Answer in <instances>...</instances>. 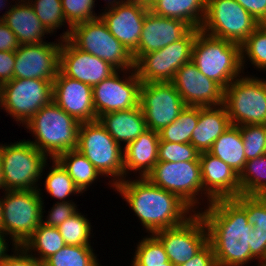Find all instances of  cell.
Instances as JSON below:
<instances>
[{"mask_svg": "<svg viewBox=\"0 0 266 266\" xmlns=\"http://www.w3.org/2000/svg\"><path fill=\"white\" fill-rule=\"evenodd\" d=\"M159 134L147 129L124 147V179L133 173L145 178L158 162ZM130 174V175H128Z\"/></svg>", "mask_w": 266, "mask_h": 266, "instance_id": "25", "label": "cell"}, {"mask_svg": "<svg viewBox=\"0 0 266 266\" xmlns=\"http://www.w3.org/2000/svg\"><path fill=\"white\" fill-rule=\"evenodd\" d=\"M234 199L246 210L249 224L258 234L266 235V199L263 196L242 194Z\"/></svg>", "mask_w": 266, "mask_h": 266, "instance_id": "42", "label": "cell"}, {"mask_svg": "<svg viewBox=\"0 0 266 266\" xmlns=\"http://www.w3.org/2000/svg\"><path fill=\"white\" fill-rule=\"evenodd\" d=\"M146 178L152 184L176 194L195 213L202 209L199 208L201 200L204 203L206 199L207 206L212 202L203 192L200 161H158Z\"/></svg>", "mask_w": 266, "mask_h": 266, "instance_id": "9", "label": "cell"}, {"mask_svg": "<svg viewBox=\"0 0 266 266\" xmlns=\"http://www.w3.org/2000/svg\"><path fill=\"white\" fill-rule=\"evenodd\" d=\"M68 39L78 49L99 57L116 70L135 68L130 51L110 33L100 17L74 25Z\"/></svg>", "mask_w": 266, "mask_h": 266, "instance_id": "10", "label": "cell"}, {"mask_svg": "<svg viewBox=\"0 0 266 266\" xmlns=\"http://www.w3.org/2000/svg\"><path fill=\"white\" fill-rule=\"evenodd\" d=\"M198 213L202 216L208 243L214 250L217 266H246L251 256L250 232L246 210L234 199H217Z\"/></svg>", "mask_w": 266, "mask_h": 266, "instance_id": "1", "label": "cell"}, {"mask_svg": "<svg viewBox=\"0 0 266 266\" xmlns=\"http://www.w3.org/2000/svg\"><path fill=\"white\" fill-rule=\"evenodd\" d=\"M149 10L158 16L180 19L200 29L206 13V0H154Z\"/></svg>", "mask_w": 266, "mask_h": 266, "instance_id": "28", "label": "cell"}, {"mask_svg": "<svg viewBox=\"0 0 266 266\" xmlns=\"http://www.w3.org/2000/svg\"><path fill=\"white\" fill-rule=\"evenodd\" d=\"M174 265L186 263L208 243L205 222L199 213H194L183 224L154 233Z\"/></svg>", "mask_w": 266, "mask_h": 266, "instance_id": "16", "label": "cell"}, {"mask_svg": "<svg viewBox=\"0 0 266 266\" xmlns=\"http://www.w3.org/2000/svg\"><path fill=\"white\" fill-rule=\"evenodd\" d=\"M0 20L16 35L20 45L43 43L45 35H52L39 20L29 2L15 1L14 5L11 4L4 14L0 15Z\"/></svg>", "mask_w": 266, "mask_h": 266, "instance_id": "24", "label": "cell"}, {"mask_svg": "<svg viewBox=\"0 0 266 266\" xmlns=\"http://www.w3.org/2000/svg\"><path fill=\"white\" fill-rule=\"evenodd\" d=\"M63 14L69 29L60 34V39H67L74 25L99 18L93 11L95 0H61Z\"/></svg>", "mask_w": 266, "mask_h": 266, "instance_id": "39", "label": "cell"}, {"mask_svg": "<svg viewBox=\"0 0 266 266\" xmlns=\"http://www.w3.org/2000/svg\"><path fill=\"white\" fill-rule=\"evenodd\" d=\"M171 83L186 106L211 107L223 104L224 89L201 73L192 61L176 71Z\"/></svg>", "mask_w": 266, "mask_h": 266, "instance_id": "19", "label": "cell"}, {"mask_svg": "<svg viewBox=\"0 0 266 266\" xmlns=\"http://www.w3.org/2000/svg\"><path fill=\"white\" fill-rule=\"evenodd\" d=\"M139 241L131 266H165L169 262L164 246L154 234L146 235Z\"/></svg>", "mask_w": 266, "mask_h": 266, "instance_id": "37", "label": "cell"}, {"mask_svg": "<svg viewBox=\"0 0 266 266\" xmlns=\"http://www.w3.org/2000/svg\"><path fill=\"white\" fill-rule=\"evenodd\" d=\"M1 217H2V196L0 198V225H1Z\"/></svg>", "mask_w": 266, "mask_h": 266, "instance_id": "55", "label": "cell"}, {"mask_svg": "<svg viewBox=\"0 0 266 266\" xmlns=\"http://www.w3.org/2000/svg\"><path fill=\"white\" fill-rule=\"evenodd\" d=\"M223 105L234 126L266 125V79L236 78L224 89Z\"/></svg>", "mask_w": 266, "mask_h": 266, "instance_id": "8", "label": "cell"}, {"mask_svg": "<svg viewBox=\"0 0 266 266\" xmlns=\"http://www.w3.org/2000/svg\"><path fill=\"white\" fill-rule=\"evenodd\" d=\"M197 28H192L183 38L160 50L143 54L135 62V70L142 83L171 82L176 71L191 61L192 47Z\"/></svg>", "mask_w": 266, "mask_h": 266, "instance_id": "13", "label": "cell"}, {"mask_svg": "<svg viewBox=\"0 0 266 266\" xmlns=\"http://www.w3.org/2000/svg\"><path fill=\"white\" fill-rule=\"evenodd\" d=\"M81 123L66 113L53 100L43 106L24 125L34 140V147L50 159L77 148Z\"/></svg>", "mask_w": 266, "mask_h": 266, "instance_id": "3", "label": "cell"}, {"mask_svg": "<svg viewBox=\"0 0 266 266\" xmlns=\"http://www.w3.org/2000/svg\"><path fill=\"white\" fill-rule=\"evenodd\" d=\"M200 152L191 143H173L159 140L158 161H200Z\"/></svg>", "mask_w": 266, "mask_h": 266, "instance_id": "43", "label": "cell"}, {"mask_svg": "<svg viewBox=\"0 0 266 266\" xmlns=\"http://www.w3.org/2000/svg\"><path fill=\"white\" fill-rule=\"evenodd\" d=\"M52 100L80 123L97 120L92 87L65 76L60 70L53 81Z\"/></svg>", "mask_w": 266, "mask_h": 266, "instance_id": "21", "label": "cell"}, {"mask_svg": "<svg viewBox=\"0 0 266 266\" xmlns=\"http://www.w3.org/2000/svg\"><path fill=\"white\" fill-rule=\"evenodd\" d=\"M191 29L180 19L161 17L149 10L144 18L138 48L132 53L134 62L143 54L160 50L183 38Z\"/></svg>", "mask_w": 266, "mask_h": 266, "instance_id": "22", "label": "cell"}, {"mask_svg": "<svg viewBox=\"0 0 266 266\" xmlns=\"http://www.w3.org/2000/svg\"><path fill=\"white\" fill-rule=\"evenodd\" d=\"M113 188L124 180V147L118 144L98 120L81 123L76 148ZM112 179H111V177Z\"/></svg>", "mask_w": 266, "mask_h": 266, "instance_id": "7", "label": "cell"}, {"mask_svg": "<svg viewBox=\"0 0 266 266\" xmlns=\"http://www.w3.org/2000/svg\"><path fill=\"white\" fill-rule=\"evenodd\" d=\"M258 266H266L264 263H256Z\"/></svg>", "mask_w": 266, "mask_h": 266, "instance_id": "59", "label": "cell"}, {"mask_svg": "<svg viewBox=\"0 0 266 266\" xmlns=\"http://www.w3.org/2000/svg\"><path fill=\"white\" fill-rule=\"evenodd\" d=\"M97 120L118 144L124 145L123 147L148 129L140 106L109 112L101 115Z\"/></svg>", "mask_w": 266, "mask_h": 266, "instance_id": "26", "label": "cell"}, {"mask_svg": "<svg viewBox=\"0 0 266 266\" xmlns=\"http://www.w3.org/2000/svg\"><path fill=\"white\" fill-rule=\"evenodd\" d=\"M259 25V21L236 0H206V13L200 30L241 45Z\"/></svg>", "mask_w": 266, "mask_h": 266, "instance_id": "11", "label": "cell"}, {"mask_svg": "<svg viewBox=\"0 0 266 266\" xmlns=\"http://www.w3.org/2000/svg\"><path fill=\"white\" fill-rule=\"evenodd\" d=\"M52 161V166L49 167L48 173L45 177L44 190L51 197L56 198V202H73L69 199L70 195L76 196L82 194L79 188L74 184V181L68 175L67 171L62 167V165L56 159H50ZM50 170V171H49Z\"/></svg>", "mask_w": 266, "mask_h": 266, "instance_id": "32", "label": "cell"}, {"mask_svg": "<svg viewBox=\"0 0 266 266\" xmlns=\"http://www.w3.org/2000/svg\"><path fill=\"white\" fill-rule=\"evenodd\" d=\"M191 61L201 73L223 89L241 77L242 73L245 75L241 64V46L208 35L200 29H197L193 43Z\"/></svg>", "mask_w": 266, "mask_h": 266, "instance_id": "4", "label": "cell"}, {"mask_svg": "<svg viewBox=\"0 0 266 266\" xmlns=\"http://www.w3.org/2000/svg\"><path fill=\"white\" fill-rule=\"evenodd\" d=\"M165 266H174L170 261L165 263Z\"/></svg>", "mask_w": 266, "mask_h": 266, "instance_id": "58", "label": "cell"}, {"mask_svg": "<svg viewBox=\"0 0 266 266\" xmlns=\"http://www.w3.org/2000/svg\"><path fill=\"white\" fill-rule=\"evenodd\" d=\"M204 194L211 200L236 198L241 194L239 174L209 152L199 156Z\"/></svg>", "mask_w": 266, "mask_h": 266, "instance_id": "23", "label": "cell"}, {"mask_svg": "<svg viewBox=\"0 0 266 266\" xmlns=\"http://www.w3.org/2000/svg\"><path fill=\"white\" fill-rule=\"evenodd\" d=\"M11 249L13 254L5 256L2 260L3 266H44V263L31 255L23 246L15 245Z\"/></svg>", "mask_w": 266, "mask_h": 266, "instance_id": "45", "label": "cell"}, {"mask_svg": "<svg viewBox=\"0 0 266 266\" xmlns=\"http://www.w3.org/2000/svg\"><path fill=\"white\" fill-rule=\"evenodd\" d=\"M144 4L149 6L154 0H141Z\"/></svg>", "mask_w": 266, "mask_h": 266, "instance_id": "56", "label": "cell"}, {"mask_svg": "<svg viewBox=\"0 0 266 266\" xmlns=\"http://www.w3.org/2000/svg\"><path fill=\"white\" fill-rule=\"evenodd\" d=\"M77 206L78 205H76L75 202H56L53 204L51 210L48 211L49 214H47V216H44L45 210L42 211V218L46 217L44 218L45 220L42 219V223L45 226L57 227L80 210Z\"/></svg>", "mask_w": 266, "mask_h": 266, "instance_id": "44", "label": "cell"}, {"mask_svg": "<svg viewBox=\"0 0 266 266\" xmlns=\"http://www.w3.org/2000/svg\"><path fill=\"white\" fill-rule=\"evenodd\" d=\"M42 190H4L0 230L9 236L12 246H22L42 223Z\"/></svg>", "mask_w": 266, "mask_h": 266, "instance_id": "6", "label": "cell"}, {"mask_svg": "<svg viewBox=\"0 0 266 266\" xmlns=\"http://www.w3.org/2000/svg\"><path fill=\"white\" fill-rule=\"evenodd\" d=\"M208 152L240 174L247 162L240 126L231 125L214 141Z\"/></svg>", "mask_w": 266, "mask_h": 266, "instance_id": "29", "label": "cell"}, {"mask_svg": "<svg viewBox=\"0 0 266 266\" xmlns=\"http://www.w3.org/2000/svg\"><path fill=\"white\" fill-rule=\"evenodd\" d=\"M241 64L244 68L245 62L250 61L255 70L266 71V24H260L253 33L240 45ZM246 60V61H245Z\"/></svg>", "mask_w": 266, "mask_h": 266, "instance_id": "36", "label": "cell"}, {"mask_svg": "<svg viewBox=\"0 0 266 266\" xmlns=\"http://www.w3.org/2000/svg\"><path fill=\"white\" fill-rule=\"evenodd\" d=\"M141 84L134 68L116 70L108 78L95 85L92 89L97 119L109 112L138 107Z\"/></svg>", "mask_w": 266, "mask_h": 266, "instance_id": "14", "label": "cell"}, {"mask_svg": "<svg viewBox=\"0 0 266 266\" xmlns=\"http://www.w3.org/2000/svg\"><path fill=\"white\" fill-rule=\"evenodd\" d=\"M251 256L258 263H263L266 260V235L258 234L254 228L250 232Z\"/></svg>", "mask_w": 266, "mask_h": 266, "instance_id": "47", "label": "cell"}, {"mask_svg": "<svg viewBox=\"0 0 266 266\" xmlns=\"http://www.w3.org/2000/svg\"><path fill=\"white\" fill-rule=\"evenodd\" d=\"M56 160L67 171L79 190L84 193L87 188L103 177L94 165L77 149L60 154Z\"/></svg>", "mask_w": 266, "mask_h": 266, "instance_id": "30", "label": "cell"}, {"mask_svg": "<svg viewBox=\"0 0 266 266\" xmlns=\"http://www.w3.org/2000/svg\"><path fill=\"white\" fill-rule=\"evenodd\" d=\"M198 120L199 107L186 106L174 122L158 132L159 139L173 143H191V136Z\"/></svg>", "mask_w": 266, "mask_h": 266, "instance_id": "33", "label": "cell"}, {"mask_svg": "<svg viewBox=\"0 0 266 266\" xmlns=\"http://www.w3.org/2000/svg\"><path fill=\"white\" fill-rule=\"evenodd\" d=\"M19 46L20 44L17 41L16 35L2 20H0V52H15Z\"/></svg>", "mask_w": 266, "mask_h": 266, "instance_id": "50", "label": "cell"}, {"mask_svg": "<svg viewBox=\"0 0 266 266\" xmlns=\"http://www.w3.org/2000/svg\"><path fill=\"white\" fill-rule=\"evenodd\" d=\"M65 245L57 227H49L41 223L22 246L36 259L44 263Z\"/></svg>", "mask_w": 266, "mask_h": 266, "instance_id": "31", "label": "cell"}, {"mask_svg": "<svg viewBox=\"0 0 266 266\" xmlns=\"http://www.w3.org/2000/svg\"><path fill=\"white\" fill-rule=\"evenodd\" d=\"M0 159L4 190H38L45 174L43 171L49 167V157L25 139L4 145L0 143Z\"/></svg>", "mask_w": 266, "mask_h": 266, "instance_id": "5", "label": "cell"}, {"mask_svg": "<svg viewBox=\"0 0 266 266\" xmlns=\"http://www.w3.org/2000/svg\"><path fill=\"white\" fill-rule=\"evenodd\" d=\"M8 236L0 230V261H2L5 256L7 255L8 251H9V240L7 238ZM7 238V239H6ZM7 240V241H6Z\"/></svg>", "mask_w": 266, "mask_h": 266, "instance_id": "51", "label": "cell"}, {"mask_svg": "<svg viewBox=\"0 0 266 266\" xmlns=\"http://www.w3.org/2000/svg\"><path fill=\"white\" fill-rule=\"evenodd\" d=\"M260 24H266V0H236Z\"/></svg>", "mask_w": 266, "mask_h": 266, "instance_id": "49", "label": "cell"}, {"mask_svg": "<svg viewBox=\"0 0 266 266\" xmlns=\"http://www.w3.org/2000/svg\"><path fill=\"white\" fill-rule=\"evenodd\" d=\"M13 1H15V0H13ZM17 1V3H21V2H29L30 0H16Z\"/></svg>", "mask_w": 266, "mask_h": 266, "instance_id": "57", "label": "cell"}, {"mask_svg": "<svg viewBox=\"0 0 266 266\" xmlns=\"http://www.w3.org/2000/svg\"><path fill=\"white\" fill-rule=\"evenodd\" d=\"M96 1V0H95ZM107 4L106 6L108 7L107 9L115 7L118 3H120L123 0H104Z\"/></svg>", "mask_w": 266, "mask_h": 266, "instance_id": "52", "label": "cell"}, {"mask_svg": "<svg viewBox=\"0 0 266 266\" xmlns=\"http://www.w3.org/2000/svg\"><path fill=\"white\" fill-rule=\"evenodd\" d=\"M239 183L242 195L263 196L266 193V154L245 163Z\"/></svg>", "mask_w": 266, "mask_h": 266, "instance_id": "34", "label": "cell"}, {"mask_svg": "<svg viewBox=\"0 0 266 266\" xmlns=\"http://www.w3.org/2000/svg\"><path fill=\"white\" fill-rule=\"evenodd\" d=\"M59 70L65 76L89 84L92 88L116 71L99 57L78 49L68 38L62 40Z\"/></svg>", "mask_w": 266, "mask_h": 266, "instance_id": "20", "label": "cell"}, {"mask_svg": "<svg viewBox=\"0 0 266 266\" xmlns=\"http://www.w3.org/2000/svg\"><path fill=\"white\" fill-rule=\"evenodd\" d=\"M15 52H0V86L13 79Z\"/></svg>", "mask_w": 266, "mask_h": 266, "instance_id": "48", "label": "cell"}, {"mask_svg": "<svg viewBox=\"0 0 266 266\" xmlns=\"http://www.w3.org/2000/svg\"><path fill=\"white\" fill-rule=\"evenodd\" d=\"M113 189L126 201L148 234L183 224L195 212L176 194L152 184L146 177H131Z\"/></svg>", "mask_w": 266, "mask_h": 266, "instance_id": "2", "label": "cell"}, {"mask_svg": "<svg viewBox=\"0 0 266 266\" xmlns=\"http://www.w3.org/2000/svg\"><path fill=\"white\" fill-rule=\"evenodd\" d=\"M231 121L225 106L199 107V120L191 136V144L200 152H208L214 141L228 128Z\"/></svg>", "mask_w": 266, "mask_h": 266, "instance_id": "27", "label": "cell"}, {"mask_svg": "<svg viewBox=\"0 0 266 266\" xmlns=\"http://www.w3.org/2000/svg\"><path fill=\"white\" fill-rule=\"evenodd\" d=\"M66 245H91L92 225L87 215L77 211L63 223L57 226ZM92 231V232H91Z\"/></svg>", "mask_w": 266, "mask_h": 266, "instance_id": "38", "label": "cell"}, {"mask_svg": "<svg viewBox=\"0 0 266 266\" xmlns=\"http://www.w3.org/2000/svg\"><path fill=\"white\" fill-rule=\"evenodd\" d=\"M8 0H0V11L3 9H6V5L10 4L9 1L7 3Z\"/></svg>", "mask_w": 266, "mask_h": 266, "instance_id": "54", "label": "cell"}, {"mask_svg": "<svg viewBox=\"0 0 266 266\" xmlns=\"http://www.w3.org/2000/svg\"><path fill=\"white\" fill-rule=\"evenodd\" d=\"M139 106L144 113L147 128L157 132L174 122L186 107L171 82L142 83Z\"/></svg>", "mask_w": 266, "mask_h": 266, "instance_id": "15", "label": "cell"}, {"mask_svg": "<svg viewBox=\"0 0 266 266\" xmlns=\"http://www.w3.org/2000/svg\"><path fill=\"white\" fill-rule=\"evenodd\" d=\"M22 44L15 51L13 79L54 81L59 72L62 39L57 42Z\"/></svg>", "mask_w": 266, "mask_h": 266, "instance_id": "17", "label": "cell"}, {"mask_svg": "<svg viewBox=\"0 0 266 266\" xmlns=\"http://www.w3.org/2000/svg\"><path fill=\"white\" fill-rule=\"evenodd\" d=\"M178 266H217L212 246L207 243L186 263Z\"/></svg>", "mask_w": 266, "mask_h": 266, "instance_id": "46", "label": "cell"}, {"mask_svg": "<svg viewBox=\"0 0 266 266\" xmlns=\"http://www.w3.org/2000/svg\"><path fill=\"white\" fill-rule=\"evenodd\" d=\"M99 14L110 33L132 54L137 48L149 6L141 0H123Z\"/></svg>", "mask_w": 266, "mask_h": 266, "instance_id": "18", "label": "cell"}, {"mask_svg": "<svg viewBox=\"0 0 266 266\" xmlns=\"http://www.w3.org/2000/svg\"><path fill=\"white\" fill-rule=\"evenodd\" d=\"M92 245H65L44 266H101Z\"/></svg>", "mask_w": 266, "mask_h": 266, "instance_id": "35", "label": "cell"}, {"mask_svg": "<svg viewBox=\"0 0 266 266\" xmlns=\"http://www.w3.org/2000/svg\"><path fill=\"white\" fill-rule=\"evenodd\" d=\"M53 82L45 79H12L0 86V110L21 126L52 101Z\"/></svg>", "mask_w": 266, "mask_h": 266, "instance_id": "12", "label": "cell"}, {"mask_svg": "<svg viewBox=\"0 0 266 266\" xmlns=\"http://www.w3.org/2000/svg\"><path fill=\"white\" fill-rule=\"evenodd\" d=\"M0 190H2V192L4 191V182H3V172H2L1 159H0Z\"/></svg>", "mask_w": 266, "mask_h": 266, "instance_id": "53", "label": "cell"}, {"mask_svg": "<svg viewBox=\"0 0 266 266\" xmlns=\"http://www.w3.org/2000/svg\"><path fill=\"white\" fill-rule=\"evenodd\" d=\"M240 133L247 161L266 154V125H243Z\"/></svg>", "mask_w": 266, "mask_h": 266, "instance_id": "41", "label": "cell"}, {"mask_svg": "<svg viewBox=\"0 0 266 266\" xmlns=\"http://www.w3.org/2000/svg\"><path fill=\"white\" fill-rule=\"evenodd\" d=\"M29 3L50 33L54 34L53 32H57V29L62 26L63 28L68 26L63 14L61 0H30Z\"/></svg>", "mask_w": 266, "mask_h": 266, "instance_id": "40", "label": "cell"}]
</instances>
